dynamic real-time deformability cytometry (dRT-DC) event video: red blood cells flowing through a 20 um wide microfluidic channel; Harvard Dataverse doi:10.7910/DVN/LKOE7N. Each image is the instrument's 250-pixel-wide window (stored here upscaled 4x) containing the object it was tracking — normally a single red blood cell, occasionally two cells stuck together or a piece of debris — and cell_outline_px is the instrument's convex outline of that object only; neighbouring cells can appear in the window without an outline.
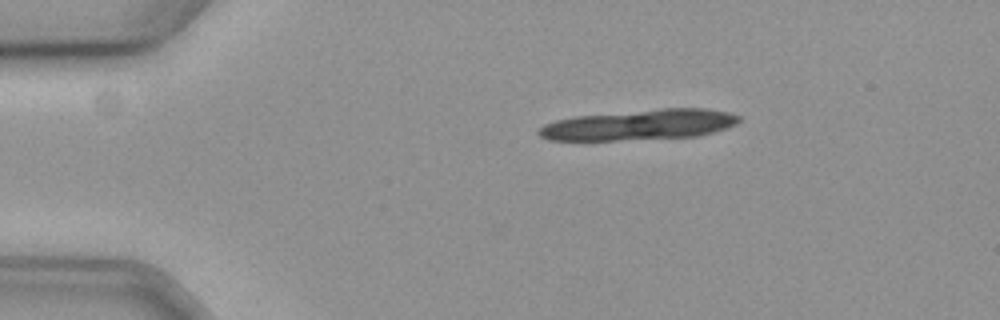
{"species": "common noctule bat (a hibernating species)", "species_latin": "Nyctalus noctula", "temperature_condition": "cold", "stored_images_in_passage": 11, "camera_frame_rate_fps": 3000, "um_per_image_px": 0.085, "animal": {"sex": "female", "body_mass_g": 19.3, "forearm_length_mm": 54.1}, "frame": {"image": 1, "passage_image": 1, "time_ms": 0.0, "image_size_px": [1000, 320], "cell_outline_px": [[740, 120], [736, 124], [728, 128], [700, 136], [616, 140], [548, 140], [540, 136], [536, 132], [544, 124], [556, 120], [576, 116], [660, 108], [704, 108], [728, 112], [740, 116]], "centroid_in_image_um": [54.38, 10.6], "position_along_channel_um": 30.6, "area_um2": 35.6}}